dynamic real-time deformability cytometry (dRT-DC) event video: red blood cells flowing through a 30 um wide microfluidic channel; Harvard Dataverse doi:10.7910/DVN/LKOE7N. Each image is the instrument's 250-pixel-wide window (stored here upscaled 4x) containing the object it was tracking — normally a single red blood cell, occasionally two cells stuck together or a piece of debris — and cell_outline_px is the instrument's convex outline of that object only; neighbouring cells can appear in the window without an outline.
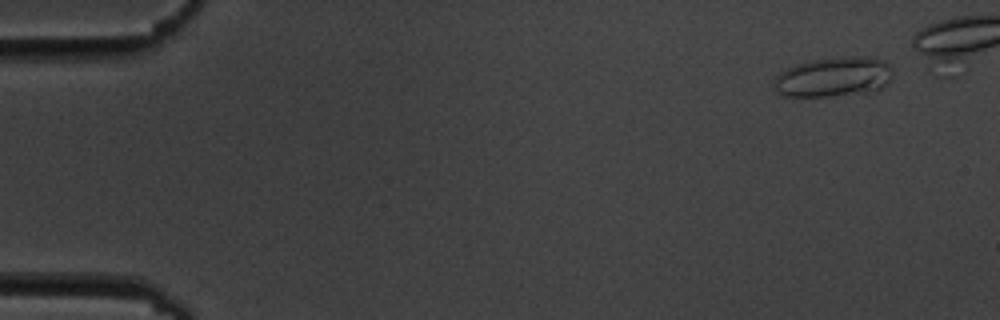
{"species": "common noctule bat (a hibernating species)", "species_latin": "Nyctalus noctula", "temperature_condition": "cold", "stored_images_in_passage": 8, "camera_frame_rate_fps": 3000, "um_per_image_px": 0.085, "animal": {"sex": "male", "body_mass_g": 19.5, "forearm_length_mm": 54.6}, "frame": {"image": 1, "passage_image": 2, "time_ms": 1.0, "image_size_px": [1000, 320], "cell_outline_px": [[892, 76], [884, 88], [876, 92], [828, 96], [780, 96], [772, 88], [772, 80], [784, 68], [796, 64], [812, 60], [852, 56], [876, 56], [884, 60], [892, 68]], "centroid_in_image_um": [70.86, 6.55], "position_along_channel_um": 14.1, "area_um2": 28.32}}